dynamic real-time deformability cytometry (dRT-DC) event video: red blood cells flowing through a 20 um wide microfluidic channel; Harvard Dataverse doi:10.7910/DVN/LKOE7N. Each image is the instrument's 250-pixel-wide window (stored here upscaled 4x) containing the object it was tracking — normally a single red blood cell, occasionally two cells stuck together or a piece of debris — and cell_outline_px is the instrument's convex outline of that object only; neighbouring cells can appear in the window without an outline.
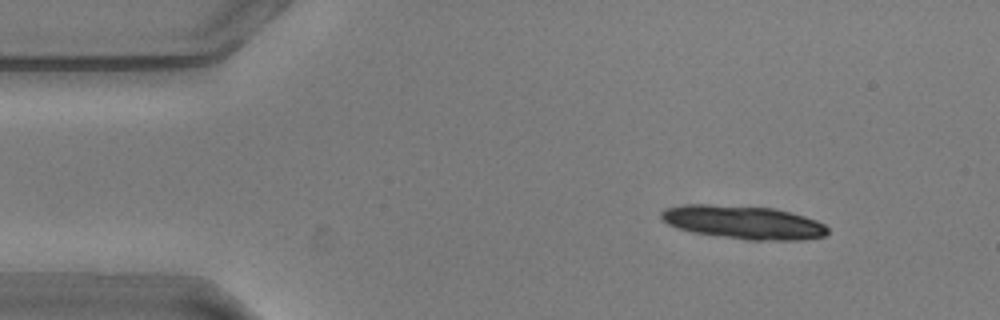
{"species": "common noctule bat (a hibernating species)", "species_latin": "Nyctalus noctula", "temperature_condition": "warm", "stored_images_in_passage": 21, "camera_frame_rate_fps": 3000, "um_per_image_px": 0.085, "animal": {"sex": "male", "body_mass_g": 20.5, "forearm_length_mm": 52.5}, "frame": {"image": 1, "passage_image": 1, "time_ms": 0.0, "image_size_px": [1000, 320], "cell_outline_px": [[828, 232], [824, 236], [804, 240], [748, 240], [692, 232], [676, 228], [668, 224], [660, 216], [660, 212], [668, 208], [684, 204], [708, 204], [776, 208], [792, 212], [816, 220], [824, 224], [828, 228]], "centroid_in_image_um": [63.21, 18.89], "position_along_channel_um": 21.8, "area_um2": 32.48}}
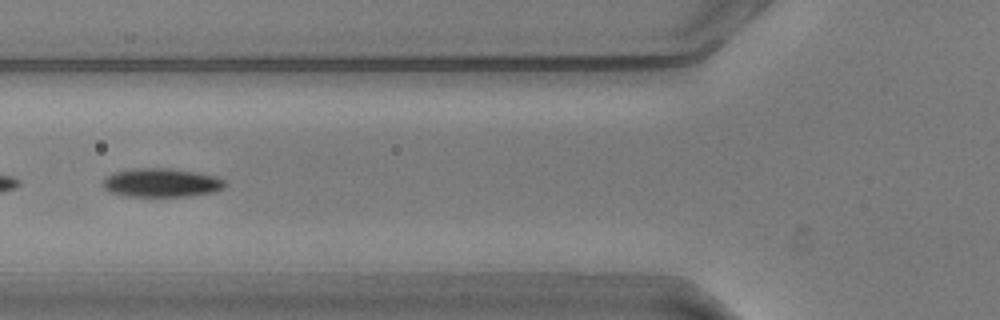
{"frame": {"image": 2, "passage_image": 15, "time_ms": 4.667, "image_size_px": [1000, 320], "cell_outline_px": [[228, 184], [224, 188], [212, 192], [188, 196], [128, 196], [112, 192], [104, 188], [100, 184], [112, 172], [132, 168], [168, 168], [196, 172], [216, 176], [224, 180]], "centroid_in_image_um": [13.73, 15.52], "position_along_channel_um": 112.1, "area_um2": 20.46}}
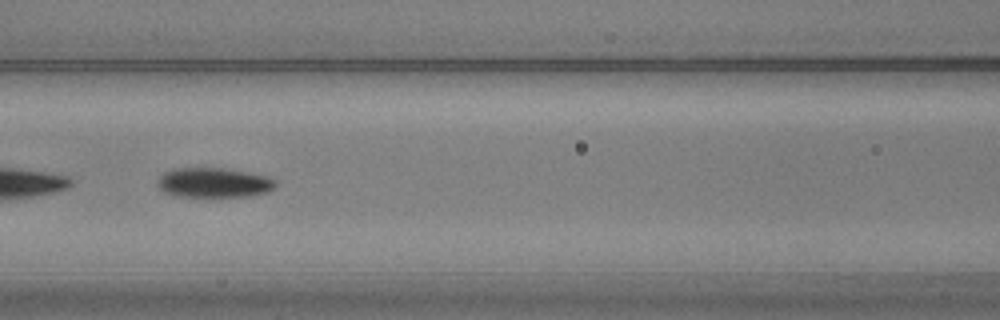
{"frame": {"image": 3, "passage_image": 18, "time_ms": 5.667, "image_size_px": [1000, 320], "cell_outline_px": [[276, 184], [268, 192], [248, 196], [208, 200], [172, 196], [164, 192], [156, 184], [160, 176], [164, 172], [172, 168], [220, 168], [268, 176], [276, 180]], "centroid_in_image_um": [18.11, 15.59], "position_along_channel_um": 148.5, "area_um2": 21.44}}